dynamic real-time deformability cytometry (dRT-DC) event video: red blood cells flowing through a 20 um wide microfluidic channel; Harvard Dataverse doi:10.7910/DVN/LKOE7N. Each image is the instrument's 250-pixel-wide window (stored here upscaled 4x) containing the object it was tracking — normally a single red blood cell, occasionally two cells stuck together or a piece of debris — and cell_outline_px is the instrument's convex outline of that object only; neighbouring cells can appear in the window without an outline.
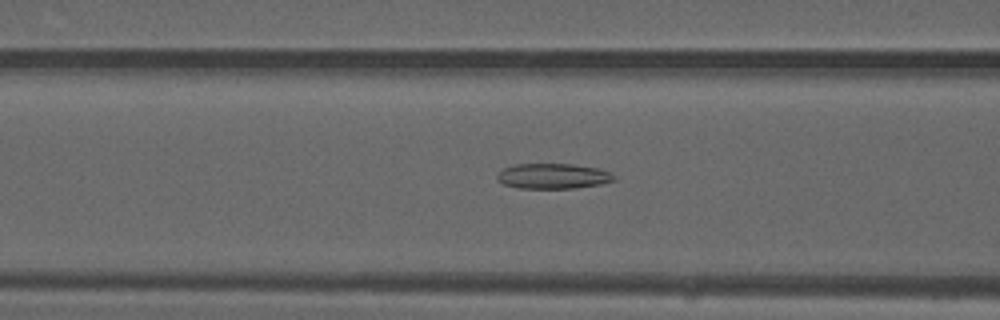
{"species": "common noctule bat (a hibernating species)", "species_latin": "Nyctalus noctula", "temperature_condition": "warm", "stored_images_in_passage": 42, "camera_frame_rate_fps": 3000, "um_per_image_px": 0.085, "animal": {"sex": "male", "forearm_length_mm": 52.5}, "frame": {"image": 1, "passage_image": 12, "time_ms": 3.667, "image_size_px": [1000, 320], "cell_outline_px": [[616, 180], [600, 184], [576, 188], [520, 188], [504, 184], [496, 180], [496, 176], [504, 168], [516, 164], [572, 164], [596, 168], [608, 172], [616, 176]], "centroid_in_image_um": [47.0, 14.97], "position_along_channel_um": 119.6, "area_um2": 17.11}}
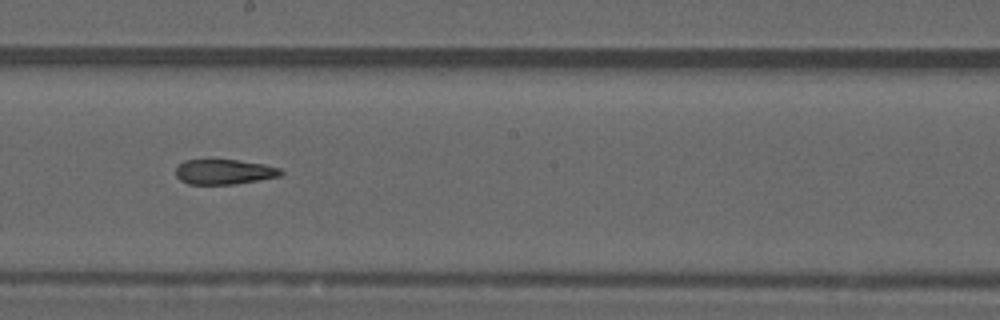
{"frame": {"image": 2, "passage_image": 20, "time_ms": 6.333, "image_size_px": [1000, 320], "cell_outline_px": [[284, 172], [280, 176], [232, 184], [188, 184], [180, 180], [176, 176], [176, 168], [184, 160], [236, 160], [264, 164], [280, 168]], "centroid_in_image_um": [19.04, 14.6], "position_along_channel_um": 229.2, "area_um2": 15.14}}
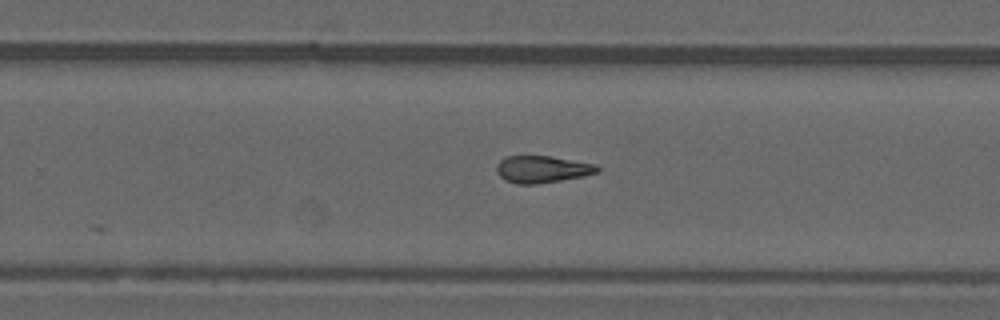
{"frame": {"image": 3, "passage_image": 24, "time_ms": 7.667, "image_size_px": [1000, 320], "cell_outline_px": [[600, 172], [584, 176], [536, 184], [516, 184], [504, 180], [496, 172], [496, 164], [504, 156], [552, 156], [596, 164], [600, 168]], "centroid_in_image_um": [46.08, 14.38], "position_along_channel_um": 283.7, "area_um2": 16.07}, "authors_computed_cell_mechanics": {"area_um2": 16.3863, "velocity_mm_per_s": 4.1144, "shape_relaxation_time_tau1_ms": null, "shape_relaxation_time_tau2_ms": 3.9977, "deformation_change_tau1": null, "deformation_change_tau2": 0.1409}}